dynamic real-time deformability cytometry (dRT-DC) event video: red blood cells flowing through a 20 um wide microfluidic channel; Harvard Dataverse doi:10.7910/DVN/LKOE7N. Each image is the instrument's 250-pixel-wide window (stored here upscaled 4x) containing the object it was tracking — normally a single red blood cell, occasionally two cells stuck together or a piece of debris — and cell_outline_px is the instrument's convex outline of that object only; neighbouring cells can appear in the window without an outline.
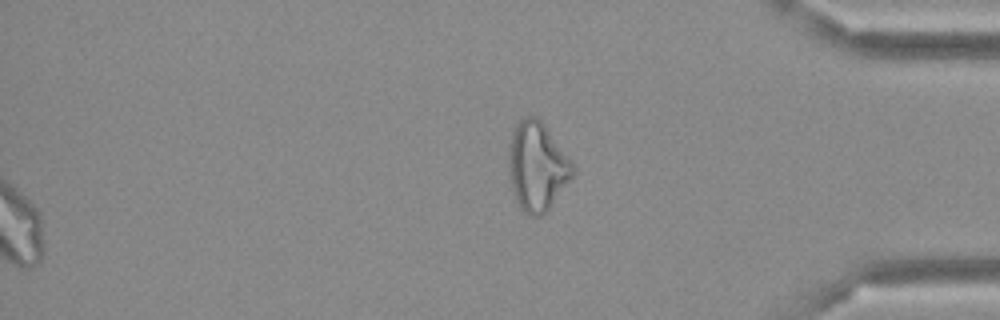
{"species": "Egyptian fruit bat (a non-hibernating species)", "species_latin": "Rousettus aegyptiacus", "temperature_condition": "cold", "stored_images_in_passage": 36, "segment_of_instrument_passage": [2, 2], "camera_frame_rate_fps": 3000, "um_per_image_px": 0.085, "frame": {"image": 1, "passage_image": 36, "time_ms": 11.667, "image_size_px": [1000, 320], "cell_outline_px": [[572, 176], [548, 208], [540, 216], [528, 216], [520, 208], [512, 192], [508, 164], [508, 144], [512, 128], [524, 116], [536, 116], [548, 128], [572, 160]], "centroid_in_image_um": [45.6, 14.09], "position_along_channel_um": 389.6, "area_um2": 33.12}}